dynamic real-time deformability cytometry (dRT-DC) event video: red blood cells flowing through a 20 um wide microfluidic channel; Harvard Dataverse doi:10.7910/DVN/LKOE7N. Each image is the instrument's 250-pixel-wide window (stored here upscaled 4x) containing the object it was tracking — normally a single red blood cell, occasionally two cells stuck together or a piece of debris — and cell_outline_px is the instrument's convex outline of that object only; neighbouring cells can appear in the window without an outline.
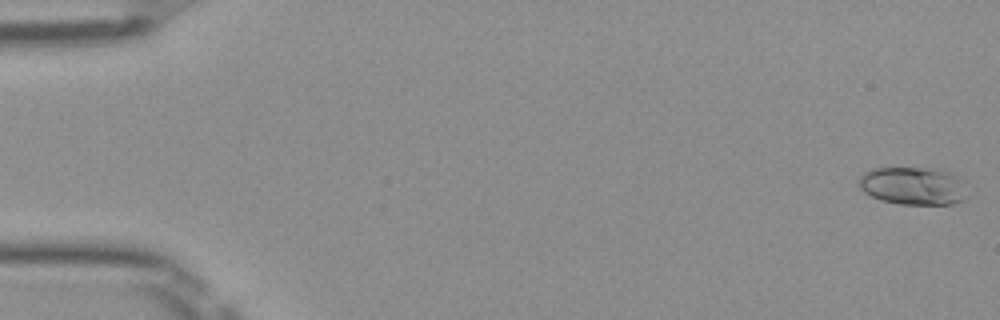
{"species": "Egyptian fruit bat (a non-hibernating species)", "species_latin": "Rousettus aegyptiacus", "temperature_condition": "room temperature", "stored_images_in_passage": 51, "camera_frame_rate_fps": 3000, "um_per_image_px": 0.085, "frame": {"image": 1, "passage_image": 1, "time_ms": 0.0, "image_size_px": [1000, 320], "cell_outline_px": [[964, 200], [952, 204], [900, 204], [880, 200], [864, 192], [860, 188], [856, 180], [864, 172], [872, 168], [944, 168], [960, 176]], "centroid_in_image_um": [77.57, 15.77], "position_along_channel_um": 7.4, "area_um2": 24.1}}
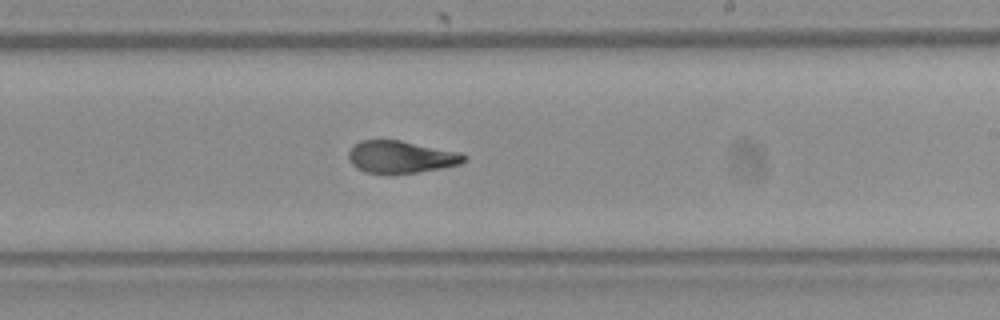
{"frame": {"image": 2, "passage_image": 31, "time_ms": 10.0, "image_size_px": [1000, 320], "cell_outline_px": [[468, 156], [460, 164], [444, 168], [416, 172], [364, 172], [356, 168], [348, 160], [348, 152], [360, 140], [400, 140], [460, 152]], "centroid_in_image_um": [34.09, 13.32], "position_along_channel_um": 254.9, "area_um2": 21.44}}
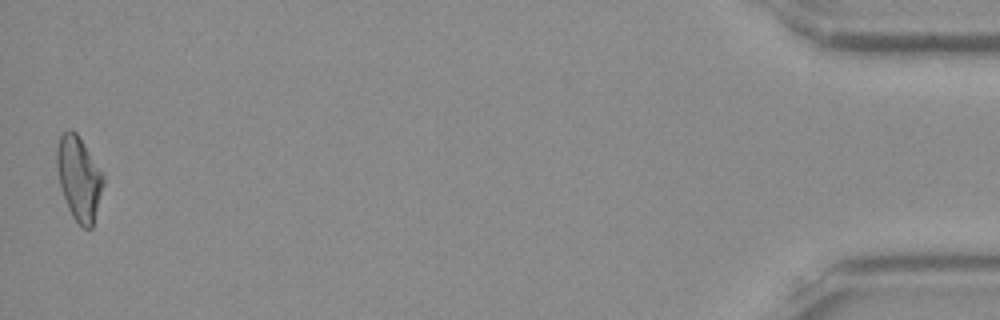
{"frame": {"image": 3, "passage_image": 51, "time_ms": 16.667, "image_size_px": [1000, 320], "cell_outline_px": [[104, 184], [92, 228], [84, 228], [72, 216], [68, 208], [60, 184], [56, 164], [56, 148], [60, 136], [68, 128], [72, 128], [76, 132], [104, 172]], "centroid_in_image_um": [6.72, 15.11], "position_along_channel_um": 428.5, "area_um2": 22.83}, "authors_computed_cell_mechanics": {"area_um2": 22.3108, "velocity_mm_per_s": 3.9713, "shape_relaxation_time_tau1_ms": 8.4145, "shape_relaxation_time_tau2_ms": 1.8615, "deformation_change_tau1": 0.2122, "deformation_change_tau2": 0.0747}}